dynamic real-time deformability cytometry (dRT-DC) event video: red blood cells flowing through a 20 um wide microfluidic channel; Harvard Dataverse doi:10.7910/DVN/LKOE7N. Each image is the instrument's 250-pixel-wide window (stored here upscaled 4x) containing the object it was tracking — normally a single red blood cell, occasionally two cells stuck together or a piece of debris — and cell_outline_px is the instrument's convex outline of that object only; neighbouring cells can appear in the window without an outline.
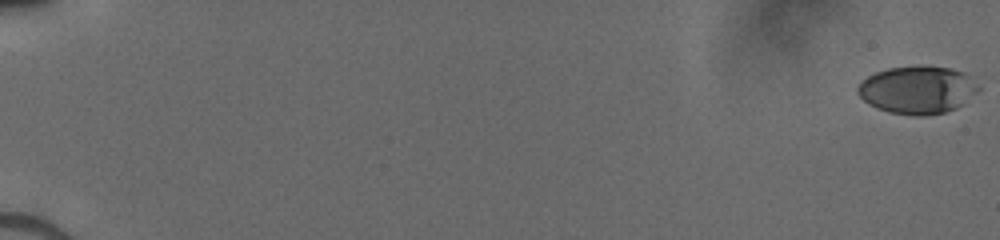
{"species": "human", "species_latin": "Homo sapiens", "temperature_condition": "cold", "stored_images_in_passage": 18, "camera_frame_rate_fps": 3000, "um_per_image_px": 0.085, "donor": {"sex": "male"}, "frame": {"image": 1, "passage_image": 1, "time_ms": 0.0, "image_size_px": [1000, 240], "cell_outline_px": [[980, 88], [964, 104], [956, 108], [944, 112], [924, 116], [912, 116], [888, 112], [876, 108], [868, 104], [856, 92], [856, 88], [860, 80], [876, 72], [888, 68], [948, 68], [964, 72]], "centroid_in_image_um": [77.93, 7.68], "position_along_channel_um": 7.1, "area_um2": 33.12}}
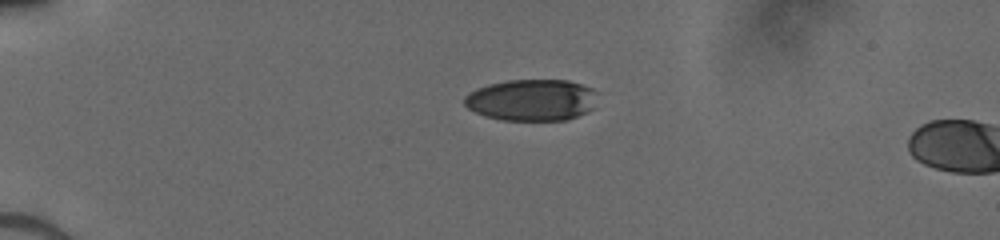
{"frame": {"image": 2, "passage_image": 15, "time_ms": 4.667, "image_size_px": [1000, 240], "cell_outline_px": [[596, 108], [588, 112], [568, 120], [500, 120], [484, 116], [468, 108], [464, 104], [464, 96], [468, 92], [476, 88], [488, 84], [508, 80], [568, 80], [592, 88], [596, 92]], "centroid_in_image_um": [45.21, 8.5], "position_along_channel_um": 39.8, "area_um2": 32.66}}